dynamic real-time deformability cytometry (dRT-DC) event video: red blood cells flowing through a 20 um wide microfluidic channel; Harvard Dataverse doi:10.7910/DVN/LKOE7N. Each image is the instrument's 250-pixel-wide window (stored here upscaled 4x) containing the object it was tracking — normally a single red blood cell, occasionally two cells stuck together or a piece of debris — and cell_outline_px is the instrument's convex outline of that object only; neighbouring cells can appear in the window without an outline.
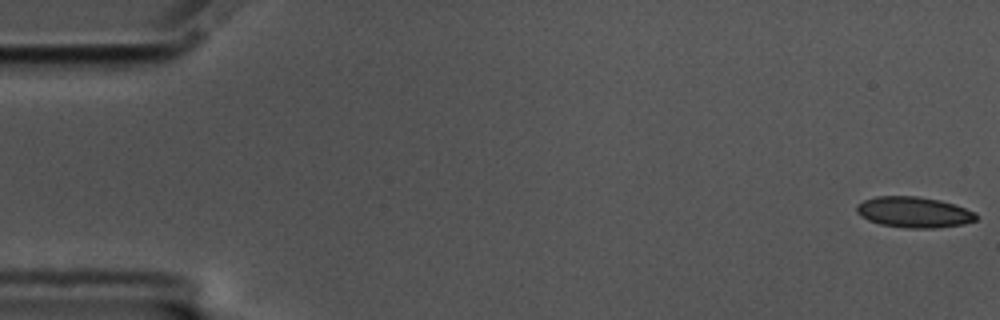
{"species": "common noctule bat (a hibernating species)", "species_latin": "Nyctalus noctula", "temperature_condition": "cold", "stored_images_in_passage": 58, "camera_frame_rate_fps": 3000, "um_per_image_px": 0.085, "animal": {"sex": "male", "body_mass_g": 17.5, "forearm_length_mm": 52.3}, "frame": {"image": 1, "passage_image": 1, "time_ms": 0.0, "image_size_px": [1000, 320], "cell_outline_px": [[976, 220], [964, 224], [936, 228], [908, 228], [880, 224], [868, 220], [860, 216], [856, 212], [856, 204], [864, 200], [876, 196], [916, 196], [940, 200], [976, 212]], "centroid_in_image_um": [77.65, 18.04], "position_along_channel_um": 7.4, "area_um2": 21.44}}
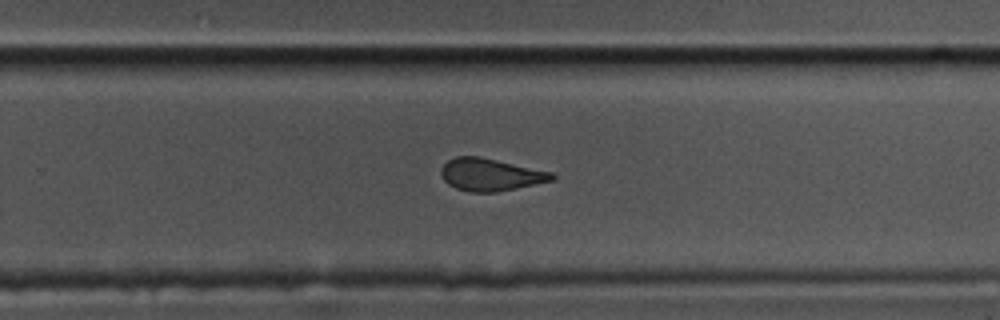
{"frame": {"image": 2, "passage_image": 37, "time_ms": 12.0, "image_size_px": [1000, 320], "cell_outline_px": [[556, 180], [496, 192], [468, 192], [456, 188], [448, 184], [444, 180], [440, 172], [444, 164], [448, 160], [456, 156], [480, 156], [552, 172], [556, 176]], "centroid_in_image_um": [41.7, 14.84], "position_along_channel_um": 288.1, "area_um2": 20.98}}
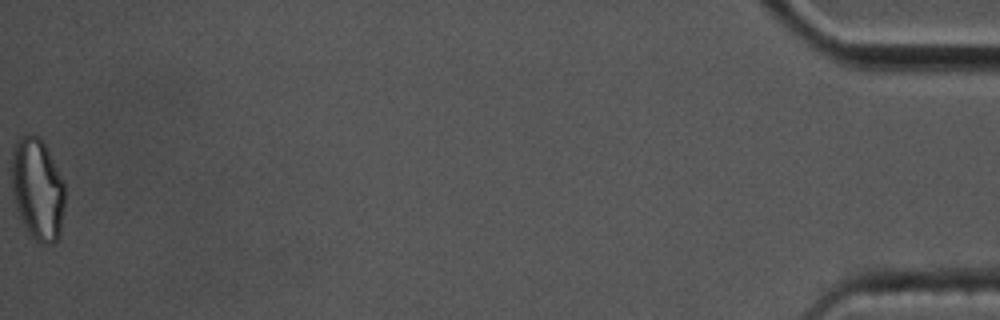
{"frame": {"image": 3, "passage_image": 58, "time_ms": 19.0, "image_size_px": [1000, 320], "cell_outline_px": [[64, 204], [60, 236], [52, 244], [44, 244], [36, 240], [28, 232], [16, 208], [12, 192], [12, 148], [20, 136], [24, 132], [40, 136], [64, 180]], "centroid_in_image_um": [3.19, 16.03], "position_along_channel_um": 432.0, "area_um2": 31.85}, "authors_computed_cell_mechanics": {"area_um2": 21.7906, "velocity_mm_per_s": 3.496, "shape_relaxation_time_tau1_ms": 6.0204, "shape_relaxation_time_tau2_ms": 2.1841, "deformation_change_tau1": 0.133, "deformation_change_tau2": 0.0839}}